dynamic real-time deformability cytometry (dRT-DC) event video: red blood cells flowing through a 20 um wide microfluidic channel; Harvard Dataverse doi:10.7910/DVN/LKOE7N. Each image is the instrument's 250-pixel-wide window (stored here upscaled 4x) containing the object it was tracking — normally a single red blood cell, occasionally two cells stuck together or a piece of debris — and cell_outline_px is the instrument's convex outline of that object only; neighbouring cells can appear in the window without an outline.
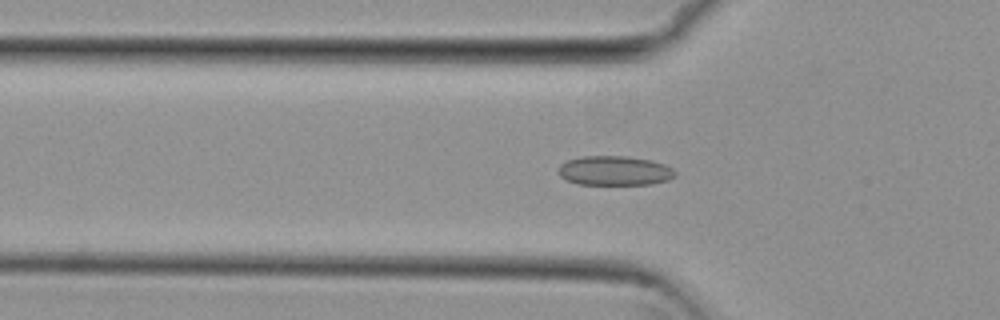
{"species": "common noctule bat (a hibernating species)", "species_latin": "Nyctalus noctula", "temperature_condition": "cold", "stored_images_in_passage": 48, "camera_frame_rate_fps": 3000, "um_per_image_px": 0.085, "animal": {"sex": "female", "body_mass_g": 29.2, "forearm_length_mm": 56.3}, "frame": {"image": 1, "passage_image": 12, "time_ms": 3.667, "image_size_px": [1000, 320], "cell_outline_px": [[676, 176], [668, 180], [652, 184], [576, 184], [560, 176], [560, 164], [568, 160], [584, 156], [628, 156], [652, 160], [664, 164], [672, 168], [676, 172]], "centroid_in_image_um": [52.29, 14.5], "position_along_channel_um": 73.5, "area_um2": 20.0}}
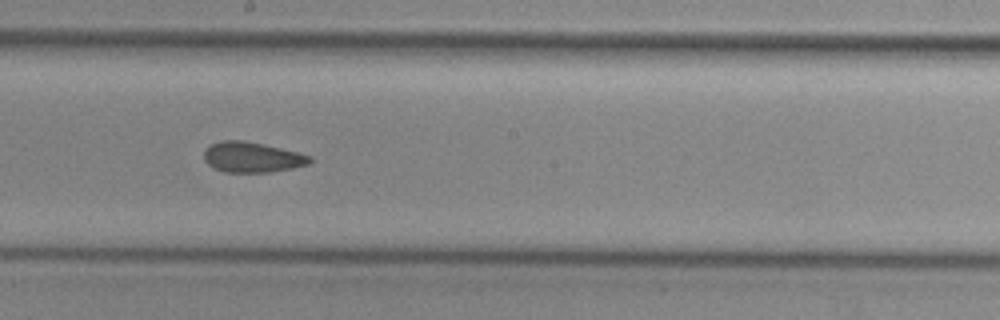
{"frame": {"image": 2, "passage_image": 24, "time_ms": 7.667, "image_size_px": [1000, 320], "cell_outline_px": [[312, 160], [308, 164], [292, 168], [268, 172], [224, 172], [208, 164], [204, 160], [204, 148], [208, 144], [220, 140], [244, 140], [264, 144], [312, 156]], "centroid_in_image_um": [21.38, 13.34], "position_along_channel_um": 226.8, "area_um2": 18.79}}
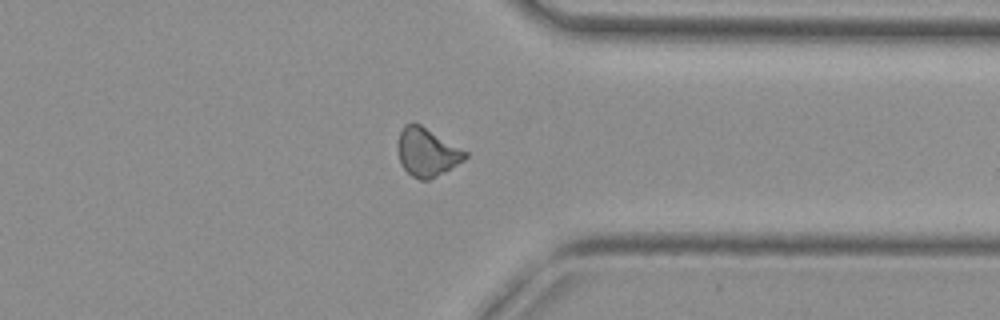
{"frame": {"image": 3, "passage_image": 36, "time_ms": 11.667, "image_size_px": [1000, 320], "cell_outline_px": [[468, 156], [464, 160], [444, 172], [428, 180], [420, 180], [412, 176], [400, 164], [396, 144], [400, 132], [404, 124], [412, 120], [420, 124], [468, 152]], "centroid_in_image_um": [36.25, 12.91], "position_along_channel_um": 375.1, "area_um2": 19.13}, "authors_computed_cell_mechanics": {"area_um2": 19.1029, "velocity_mm_per_s": 3.8182, "shape_relaxation_time_tau1_ms": null, "shape_relaxation_time_tau2_ms": 2.4409, "deformation_change_tau1": null, "deformation_change_tau2": 0.0663}}